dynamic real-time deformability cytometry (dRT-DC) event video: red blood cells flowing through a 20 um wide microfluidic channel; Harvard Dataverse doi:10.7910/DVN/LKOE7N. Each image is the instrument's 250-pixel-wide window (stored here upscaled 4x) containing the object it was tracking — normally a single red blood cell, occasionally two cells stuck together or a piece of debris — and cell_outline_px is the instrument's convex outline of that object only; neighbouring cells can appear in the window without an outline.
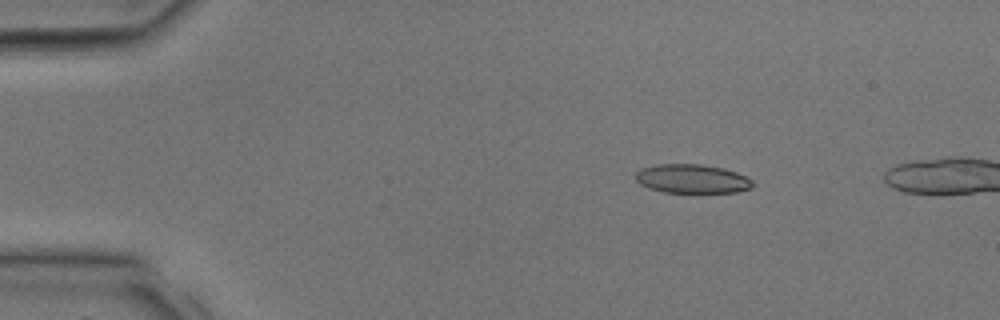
{"species": "common noctule bat (a hibernating species)", "species_latin": "Nyctalus noctula", "temperature_condition": "room temperature", "stored_images_in_passage": 9, "camera_frame_rate_fps": 3000, "um_per_image_px": 0.085, "animal": {"sex": "male", "body_mass_g": 17.9, "forearm_length_mm": 54.2}, "frame": {"image": 1, "passage_image": 6, "time_ms": 1.667, "image_size_px": [1000, 320], "cell_outline_px": [[756, 184], [752, 188], [736, 192], [664, 192], [648, 188], [640, 184], [636, 180], [636, 172], [644, 168], [656, 164], [700, 164], [720, 168], [736, 172], [752, 180]], "centroid_in_image_um": [58.84, 15.2], "position_along_channel_um": 26.2, "area_um2": 19.59}}